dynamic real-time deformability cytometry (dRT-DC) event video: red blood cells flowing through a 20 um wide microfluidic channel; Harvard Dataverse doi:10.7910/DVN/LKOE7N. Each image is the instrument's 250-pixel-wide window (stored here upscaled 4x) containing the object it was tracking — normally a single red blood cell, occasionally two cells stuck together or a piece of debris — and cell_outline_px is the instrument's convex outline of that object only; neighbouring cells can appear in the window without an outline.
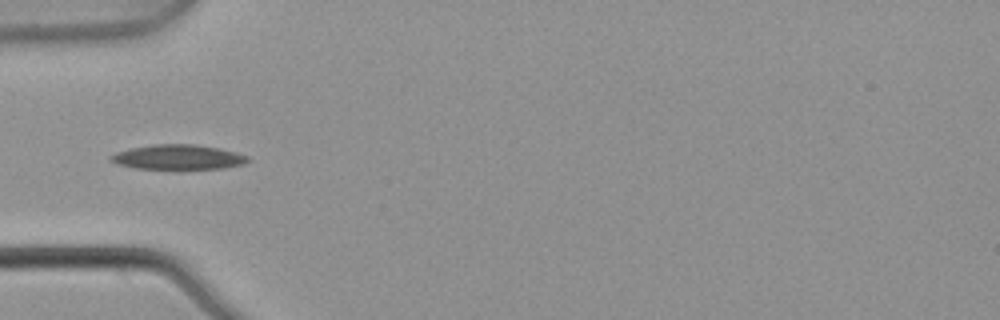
{"species": "common noctule bat (a hibernating species)", "species_latin": "Nyctalus noctula", "temperature_condition": "warm", "stored_images_in_passage": 5, "camera_frame_rate_fps": 3000, "um_per_image_px": 0.085, "animal": {"sex": "male", "body_mass_g": 21.5, "forearm_length_mm": 52.0}, "frame": {"image": 1, "passage_image": 5, "time_ms": 1.333, "image_size_px": [1000, 320], "cell_outline_px": [[248, 160], [244, 164], [224, 168], [180, 172], [176, 172], [136, 168], [120, 164], [108, 160], [108, 156], [116, 152], [132, 148], [152, 144], [192, 144], [220, 148], [236, 152], [248, 156]], "centroid_in_image_um": [15.14, 13.41], "position_along_channel_um": 69.9, "area_um2": 20.87}}